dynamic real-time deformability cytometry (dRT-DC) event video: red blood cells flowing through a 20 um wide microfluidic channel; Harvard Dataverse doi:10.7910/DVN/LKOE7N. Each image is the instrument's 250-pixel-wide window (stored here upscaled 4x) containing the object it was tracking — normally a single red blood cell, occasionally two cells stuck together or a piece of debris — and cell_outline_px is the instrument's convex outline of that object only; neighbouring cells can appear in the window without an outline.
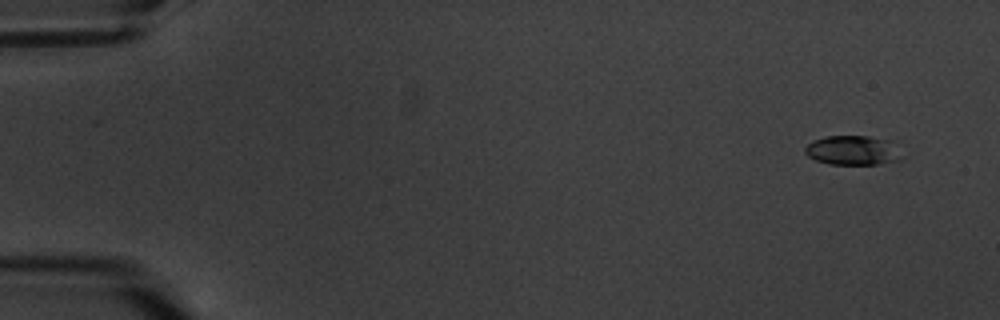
{"species": "common noctule bat (a hibernating species)", "species_latin": "Nyctalus noctula", "temperature_condition": "warm", "stored_images_in_passage": 4, "camera_frame_rate_fps": 3000, "um_per_image_px": 0.085, "animal": {"sex": "male", "body_mass_g": 20.1, "forearm_length_mm": 53.5}, "frame": {"image": 1, "passage_image": 1, "time_ms": 0.0, "image_size_px": [1000, 320], "cell_outline_px": [[900, 160], [876, 164], [828, 164], [816, 160], [808, 156], [804, 152], [804, 148], [808, 144], [824, 136], [868, 136], [892, 140], [900, 156]], "centroid_in_image_um": [72.46, 12.77], "position_along_channel_um": 12.5, "area_um2": 16.47}}